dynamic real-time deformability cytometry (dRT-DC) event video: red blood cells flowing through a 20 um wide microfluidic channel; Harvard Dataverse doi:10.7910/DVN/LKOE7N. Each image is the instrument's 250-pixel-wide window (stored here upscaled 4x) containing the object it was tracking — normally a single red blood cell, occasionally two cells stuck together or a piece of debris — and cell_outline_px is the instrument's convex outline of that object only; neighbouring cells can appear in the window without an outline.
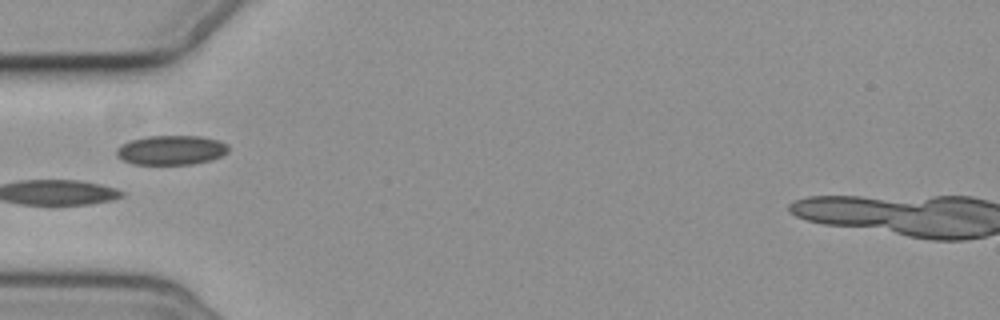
{"species": "common noctule bat (a hibernating species)", "species_latin": "Nyctalus noctula", "temperature_condition": "cold", "stored_images_in_passage": 4, "camera_frame_rate_fps": 3000, "um_per_image_px": 0.085, "animal": {"sex": "female", "body_mass_g": 19.3, "forearm_length_mm": 54.1}, "frame": {"image": 1, "passage_image": 3, "time_ms": 3.333, "image_size_px": [1000, 320], "cell_outline_px": [[228, 152], [212, 160], [192, 164], [132, 164], [116, 156], [116, 148], [120, 144], [128, 140], [148, 136], [200, 136], [220, 140], [228, 144]], "centroid_in_image_um": [14.54, 12.75], "position_along_channel_um": 70.5, "area_um2": 19.42}}
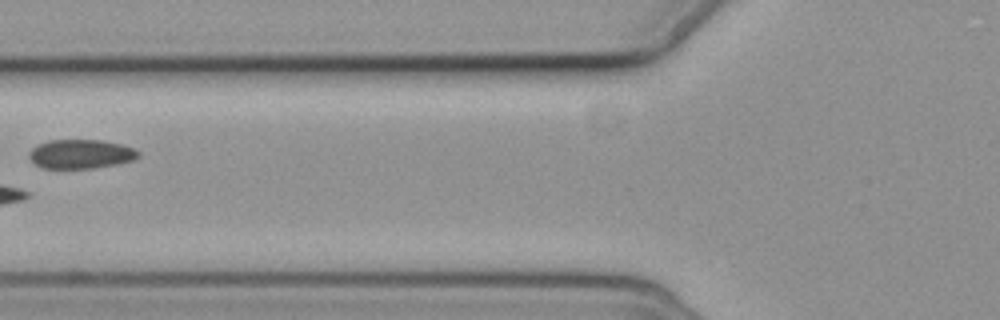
{"frame": {"image": 2, "passage_image": 4, "time_ms": 4.667, "image_size_px": [1000, 320], "cell_outline_px": [[140, 156], [132, 160], [116, 164], [92, 168], [40, 168], [28, 156], [28, 152], [32, 148], [48, 140], [100, 140], [120, 144], [132, 148], [140, 152]], "centroid_in_image_um": [6.85, 13.09], "position_along_channel_um": 119.0, "area_um2": 18.38}}